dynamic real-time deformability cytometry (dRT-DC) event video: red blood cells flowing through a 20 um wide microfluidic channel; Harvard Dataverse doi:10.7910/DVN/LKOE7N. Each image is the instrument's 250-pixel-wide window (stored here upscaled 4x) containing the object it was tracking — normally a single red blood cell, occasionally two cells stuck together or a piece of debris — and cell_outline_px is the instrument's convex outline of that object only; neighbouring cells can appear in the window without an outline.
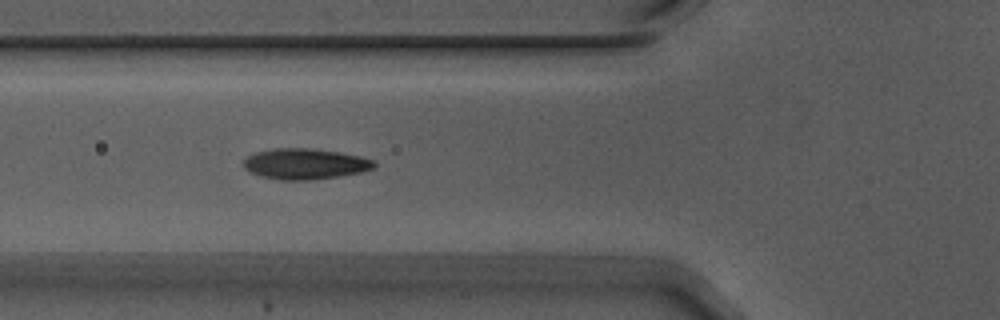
{"species": "Egyptian fruit bat (a non-hibernating species)", "species_latin": "Rousettus aegyptiacus", "temperature_condition": "warm", "stored_images_in_passage": 22, "camera_frame_rate_fps": 3000, "um_per_image_px": 0.085, "animal": {"sex": "male"}, "frame": {"image": 1, "passage_image": 9, "time_ms": 2.667, "image_size_px": [1000, 320], "cell_outline_px": [[376, 164], [372, 168], [364, 172], [340, 176], [312, 180], [280, 180], [260, 176], [244, 168], [244, 160], [248, 156], [256, 152], [276, 148], [312, 148], [340, 152], [360, 156], [372, 160]], "centroid_in_image_um": [25.94, 13.93], "position_along_channel_um": 99.9, "area_um2": 23.41}}
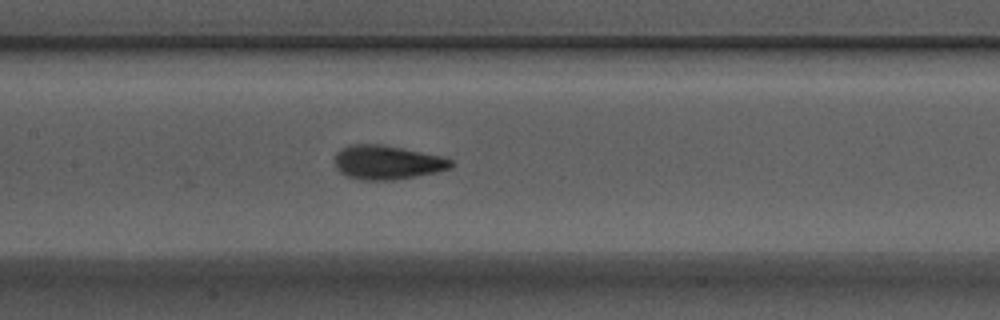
{"frame": {"image": 2, "passage_image": 15, "time_ms": 4.667, "image_size_px": [1000, 320], "cell_outline_px": [[456, 164], [452, 168], [436, 172], [396, 180], [360, 180], [344, 176], [336, 168], [332, 160], [336, 152], [348, 144], [380, 144], [440, 156], [452, 160]], "centroid_in_image_um": [32.85, 13.81], "position_along_channel_um": 174.5, "area_um2": 23.35}}
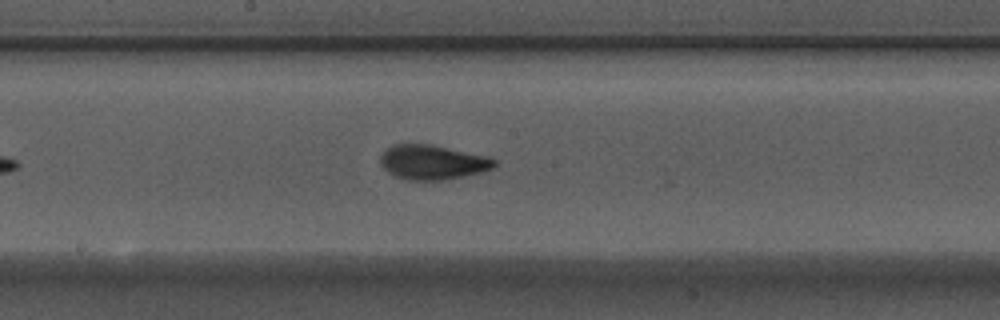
{"frame": {"image": 3, "passage_image": 18, "time_ms": 5.667, "image_size_px": [1000, 320], "cell_outline_px": [[496, 164], [492, 168], [480, 172], [464, 176], [444, 180], [408, 180], [396, 176], [388, 172], [380, 164], [380, 156], [392, 144], [432, 144], [488, 156], [496, 160]], "centroid_in_image_um": [36.76, 13.78], "position_along_channel_um": 211.4, "area_um2": 22.95}}